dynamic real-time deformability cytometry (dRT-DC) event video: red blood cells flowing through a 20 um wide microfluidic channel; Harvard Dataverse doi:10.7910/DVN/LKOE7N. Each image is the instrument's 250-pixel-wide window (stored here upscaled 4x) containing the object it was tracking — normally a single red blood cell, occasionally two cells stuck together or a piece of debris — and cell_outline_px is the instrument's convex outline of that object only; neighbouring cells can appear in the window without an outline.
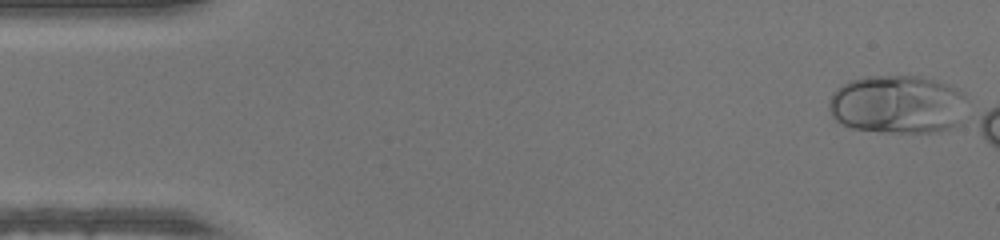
{"species": "human", "species_latin": "Homo sapiens", "temperature_condition": "warm", "stored_images_in_passage": 6, "camera_frame_rate_fps": 3000, "um_per_image_px": 0.085, "donor": {"sex": "male"}, "frame": {"image": 1, "passage_image": 1, "time_ms": 0.0, "image_size_px": [1000, 240], "cell_outline_px": [[964, 96], [960, 124], [940, 132], [880, 132], [852, 128], [840, 124], [832, 116], [828, 108], [828, 100], [832, 92], [836, 88], [848, 80], [868, 76], [920, 76], [936, 80], [948, 84], [964, 92]], "centroid_in_image_um": [76.23, 8.87], "position_along_channel_um": 8.8, "area_um2": 47.51}}